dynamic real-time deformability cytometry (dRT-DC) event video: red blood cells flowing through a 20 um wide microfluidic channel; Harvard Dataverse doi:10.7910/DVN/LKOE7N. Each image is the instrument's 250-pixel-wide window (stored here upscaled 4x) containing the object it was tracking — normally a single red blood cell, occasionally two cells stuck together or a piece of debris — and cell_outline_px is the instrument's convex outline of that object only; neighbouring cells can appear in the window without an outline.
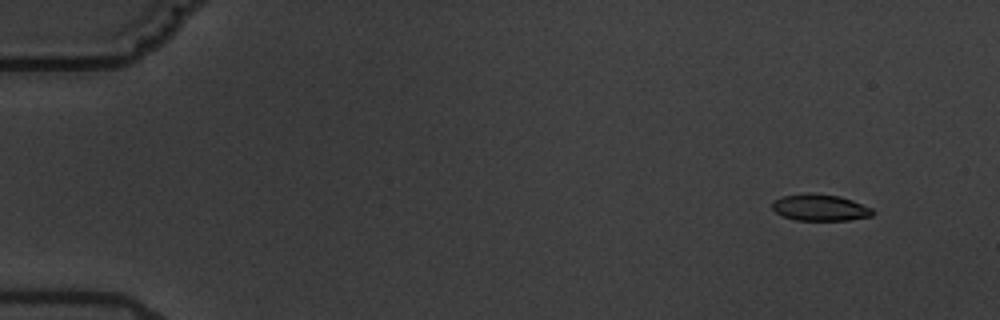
{"species": "common noctule bat (a hibernating species)", "species_latin": "Nyctalus noctula", "temperature_condition": "warm", "stored_images_in_passage": 6, "camera_frame_rate_fps": 3000, "um_per_image_px": 0.085, "animal": {"sex": "male", "body_mass_g": 19.5, "forearm_length_mm": 54.6}, "frame": {"image": 1, "passage_image": 2, "time_ms": 1.0, "image_size_px": [1000, 320], "cell_outline_px": [[876, 212], [872, 216], [848, 220], [796, 220], [784, 216], [776, 212], [772, 208], [772, 200], [780, 196], [808, 192], [812, 192], [840, 196], [852, 200], [872, 208]], "centroid_in_image_um": [69.7, 17.62], "position_along_channel_um": 15.3, "area_um2": 15.78}}
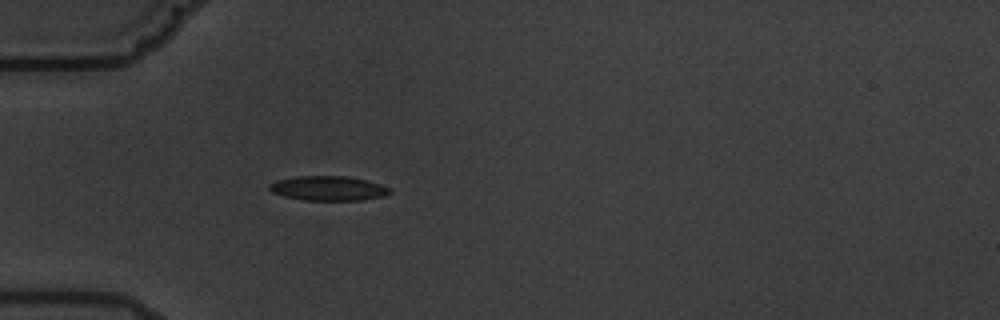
{"frame": {"image": 2, "passage_image": 6, "time_ms": 5.667, "image_size_px": [1000, 320], "cell_outline_px": [[392, 192], [384, 196], [360, 200], [304, 200], [284, 196], [272, 192], [268, 188], [268, 184], [276, 180], [296, 176], [344, 176], [364, 180], [380, 184], [392, 188]], "centroid_in_image_um": [27.89, 16.0], "position_along_channel_um": 57.1, "area_um2": 17.22}}